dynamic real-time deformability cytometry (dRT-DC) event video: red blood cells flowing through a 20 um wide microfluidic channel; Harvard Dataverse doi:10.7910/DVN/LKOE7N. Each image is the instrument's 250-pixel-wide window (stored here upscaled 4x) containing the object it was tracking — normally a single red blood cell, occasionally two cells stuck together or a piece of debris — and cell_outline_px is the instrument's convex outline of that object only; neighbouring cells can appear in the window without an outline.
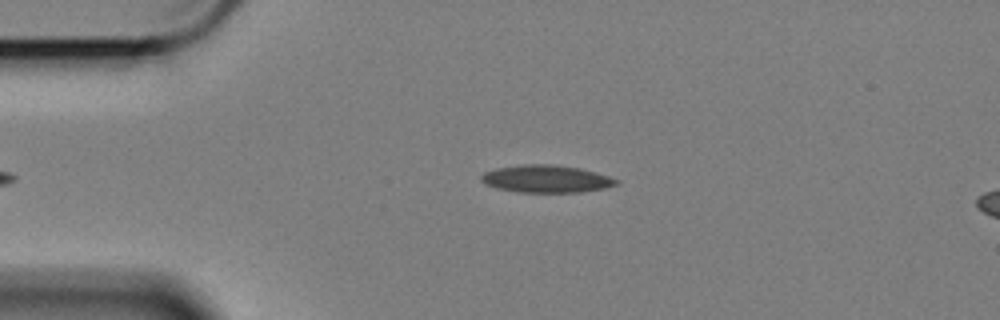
{"species": "Egyptian fruit bat (a non-hibernating species)", "species_latin": "Rousettus aegyptiacus", "temperature_condition": "cold", "stored_images_in_passage": 41, "camera_frame_rate_fps": 3000, "um_per_image_px": 0.085, "animal": {"sex": "female"}, "frame": {"image": 1, "passage_image": 2, "time_ms": 0.333, "image_size_px": [1000, 320], "cell_outline_px": [[620, 184], [604, 188], [580, 192], [520, 192], [496, 188], [484, 184], [480, 180], [480, 176], [484, 172], [496, 168], [520, 164], [552, 164], [580, 168], [608, 176], [620, 180]], "centroid_in_image_um": [46.41, 15.2], "position_along_channel_um": 38.6, "area_um2": 21.73}}
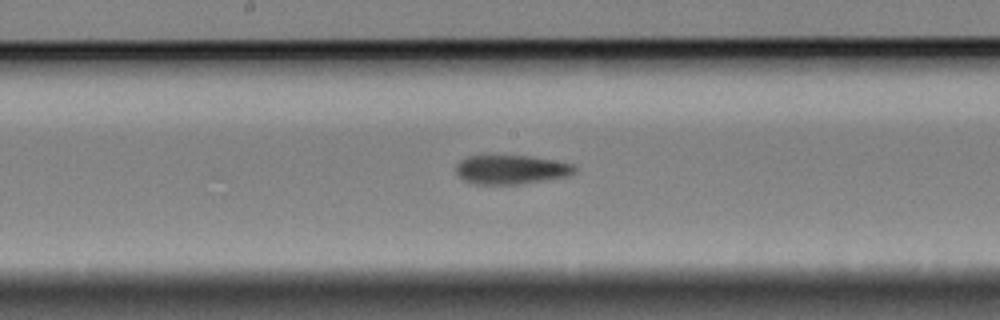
{"frame": {"image": 2, "passage_image": 19, "time_ms": 6.0, "image_size_px": [1000, 320], "cell_outline_px": [[576, 172], [568, 176], [524, 184], [476, 184], [464, 180], [456, 172], [456, 164], [460, 160], [468, 156], [528, 156], [552, 160], [572, 164], [576, 168]], "centroid_in_image_um": [43.45, 14.42], "position_along_channel_um": 204.8, "area_um2": 20.0}}
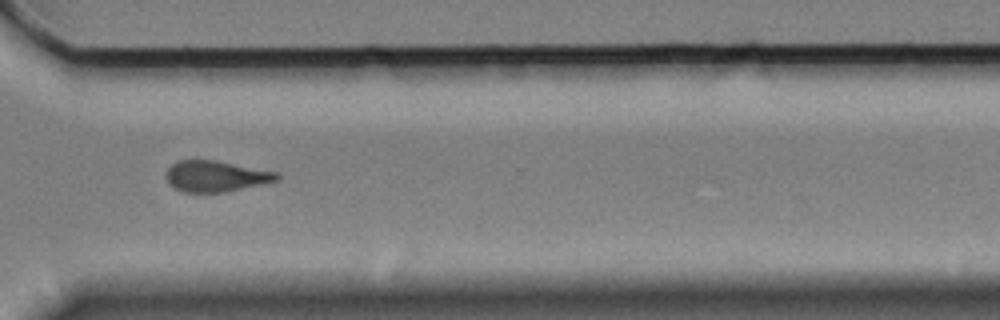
{"frame": {"image": 3, "passage_image": 32, "time_ms": 10.333, "image_size_px": [1000, 320], "cell_outline_px": [[280, 180], [224, 192], [184, 192], [168, 184], [168, 168], [172, 164], [180, 160], [212, 160], [276, 172], [280, 176]], "centroid_in_image_um": [18.35, 14.98], "position_along_channel_um": 352.3, "area_um2": 19.54}, "authors_computed_cell_mechanics": {"area_um2": 20.5768, "velocity_mm_per_s": 3.4187, "shape_relaxation_time_tau1_ms": 6.944, "shape_relaxation_time_tau2_ms": 5.2706, "deformation_change_tau1": 0.181, "deformation_change_tau2": 0.1528}}